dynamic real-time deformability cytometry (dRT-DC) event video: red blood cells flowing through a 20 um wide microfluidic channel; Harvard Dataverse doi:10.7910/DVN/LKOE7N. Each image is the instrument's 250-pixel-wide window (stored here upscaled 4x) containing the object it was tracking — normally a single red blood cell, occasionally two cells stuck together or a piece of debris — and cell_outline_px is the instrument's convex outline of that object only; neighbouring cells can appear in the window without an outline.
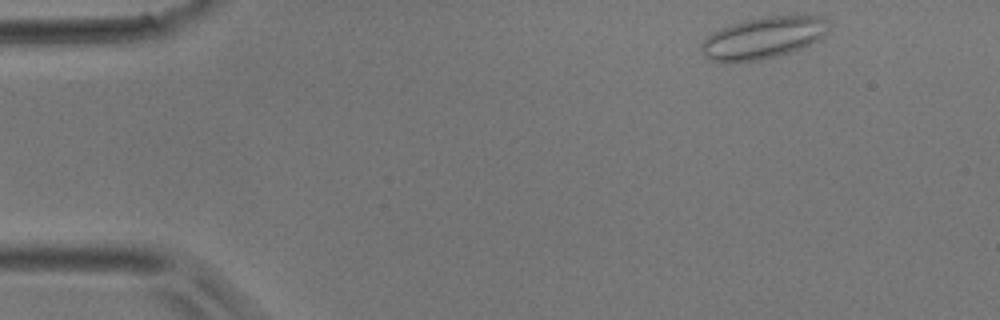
{"species": "common noctule bat (a hibernating species)", "species_latin": "Nyctalus noctula", "temperature_condition": "room temperature", "stored_images_in_passage": 3, "camera_frame_rate_fps": 3000, "um_per_image_px": 0.085, "animal": {"sex": "male", "body_mass_g": 17.9}, "frame": {"image": 1, "passage_image": 1, "time_ms": 0.0, "image_size_px": [1000, 320], "cell_outline_px": [[828, 20], [824, 36], [800, 48], [788, 52], [760, 60], [732, 64], [724, 64], [708, 60], [704, 56], [700, 48], [700, 44], [708, 36], [720, 28], [728, 24], [768, 16], [820, 16]], "centroid_in_image_um": [64.76, 3.25], "position_along_channel_um": 20.2, "area_um2": 30.92}}